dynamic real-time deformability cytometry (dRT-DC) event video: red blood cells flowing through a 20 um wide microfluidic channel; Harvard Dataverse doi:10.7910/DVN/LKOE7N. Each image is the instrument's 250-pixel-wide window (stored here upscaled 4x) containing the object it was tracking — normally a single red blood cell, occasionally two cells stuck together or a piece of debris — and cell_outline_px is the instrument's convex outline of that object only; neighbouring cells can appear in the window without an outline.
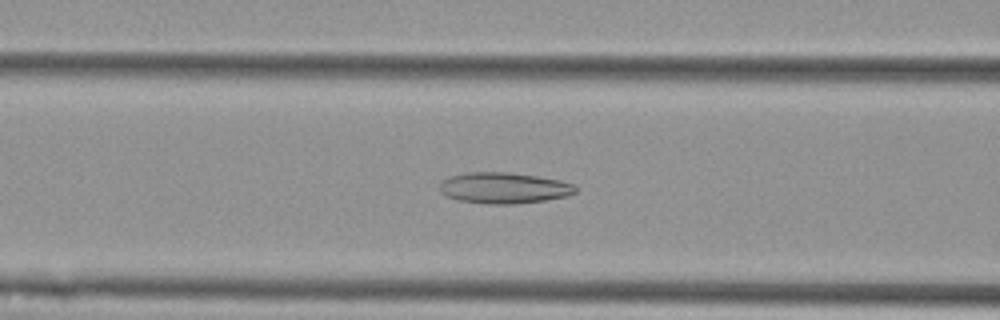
{"species": "Egyptian fruit bat (a non-hibernating species)", "species_latin": "Rousettus aegyptiacus", "temperature_condition": "cold", "stored_images_in_passage": 56, "camera_frame_rate_fps": 3000, "um_per_image_px": 0.085, "animal": {"sex": "female"}, "frame": {"image": 1, "passage_image": 23, "time_ms": 7.333, "image_size_px": [1000, 320], "cell_outline_px": [[576, 192], [568, 196], [544, 200], [516, 204], [484, 204], [460, 200], [448, 196], [440, 192], [440, 184], [448, 176], [468, 172], [508, 172], [536, 176], [560, 180], [572, 184], [576, 188]], "centroid_in_image_um": [42.82, 15.97], "position_along_channel_um": 123.8, "area_um2": 24.51}}
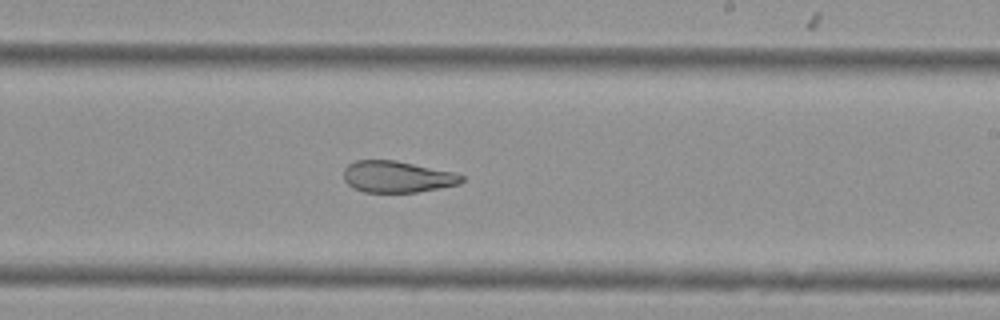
{"frame": {"image": 2, "passage_image": 34, "time_ms": 11.0, "image_size_px": [1000, 320], "cell_outline_px": [[464, 180], [460, 184], [416, 192], [364, 192], [352, 188], [344, 180], [344, 168], [348, 164], [356, 160], [396, 160], [456, 172], [464, 176]], "centroid_in_image_um": [33.77, 15.02], "position_along_channel_um": 255.2, "area_um2": 21.85}}
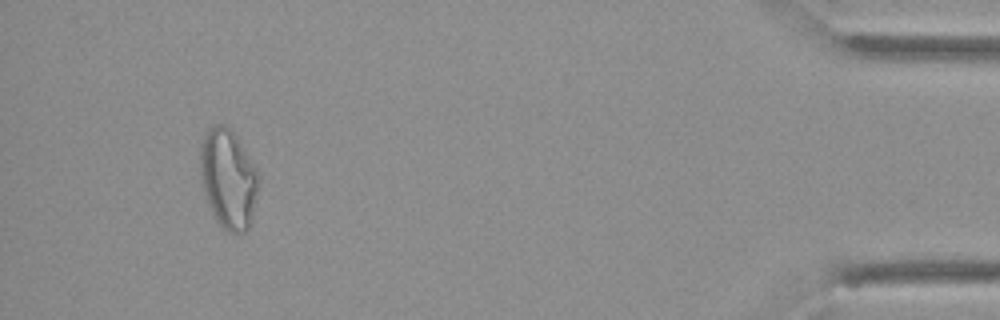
{"frame": {"image": 3, "passage_image": 53, "time_ms": 17.333, "image_size_px": [1000, 320], "cell_outline_px": [[260, 180], [252, 216], [248, 228], [244, 232], [236, 236], [228, 232], [216, 220], [208, 204], [200, 180], [200, 144], [204, 132], [208, 128], [216, 124], [224, 124], [236, 136], [260, 172]], "centroid_in_image_um": [19.4, 15.19], "position_along_channel_um": 415.8, "area_um2": 34.33}, "authors_computed_cell_mechanics": {"area_um2": 28.8711, "velocity_mm_per_s": 3.5956, "shape_relaxation_time_tau1_ms": null, "shape_relaxation_time_tau2_ms": 3.0524, "deformation_change_tau1": null, "deformation_change_tau2": 0.1147}}